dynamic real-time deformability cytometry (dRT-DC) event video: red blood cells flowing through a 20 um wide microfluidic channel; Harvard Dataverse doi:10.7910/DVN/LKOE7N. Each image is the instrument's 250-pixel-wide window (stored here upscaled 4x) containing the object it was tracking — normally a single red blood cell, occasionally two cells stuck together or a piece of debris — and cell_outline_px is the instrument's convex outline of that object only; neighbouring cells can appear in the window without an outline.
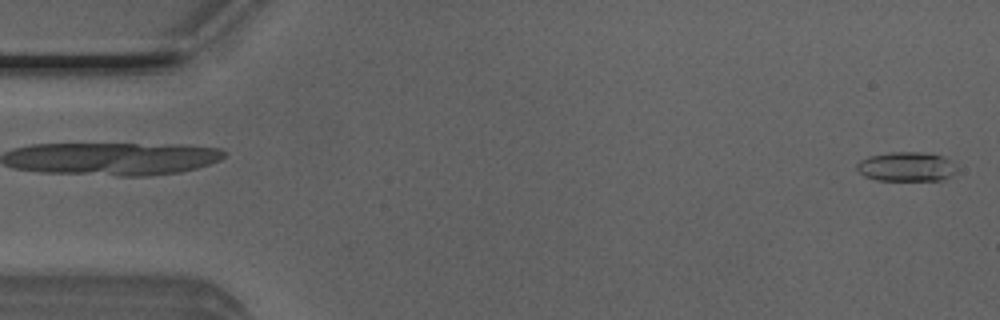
{"species": "Egyptian fruit bat (a non-hibernating species)", "species_latin": "Rousettus aegyptiacus", "temperature_condition": "room temperature", "stored_images_in_passage": 50, "camera_frame_rate_fps": 3000, "um_per_image_px": 0.085, "animal": {"sex": "male"}, "frame": {"image": 1, "passage_image": 1, "time_ms": 0.0, "image_size_px": [1000, 320], "cell_outline_px": [[956, 168], [944, 180], [876, 180], [864, 176], [856, 168], [856, 164], [860, 160], [868, 156], [888, 152], [920, 152], [944, 156], [952, 160]], "centroid_in_image_um": [77.01, 14.15], "position_along_channel_um": 8.0, "area_um2": 17.11}}
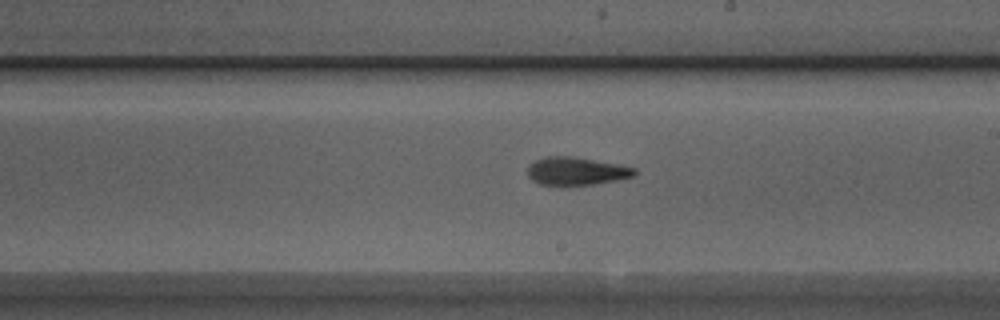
{"frame": {"image": 2, "passage_image": 28, "time_ms": 9.0, "image_size_px": [1000, 320], "cell_outline_px": [[636, 176], [616, 180], [592, 184], [540, 184], [532, 180], [528, 176], [528, 164], [544, 156], [572, 156], [620, 164], [636, 168]], "centroid_in_image_um": [49.0, 14.52], "position_along_channel_um": 240.0, "area_um2": 17.34}}
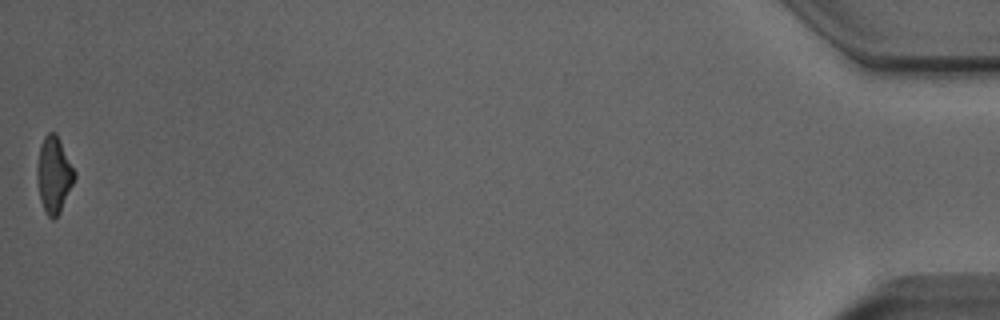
{"frame": {"image": 3, "passage_image": 50, "time_ms": 16.333, "image_size_px": [1000, 320], "cell_outline_px": [[76, 176], [60, 212], [52, 220], [48, 216], [40, 200], [36, 176], [36, 168], [40, 144], [44, 136], [48, 132], [56, 132], [76, 172]], "centroid_in_image_um": [4.57, 14.82], "position_along_channel_um": 430.6, "area_um2": 16.65}, "authors_computed_cell_mechanics": {"area_um2": 17.2822, "velocity_mm_per_s": 4.0408, "shape_relaxation_time_tau1_ms": 7.2747, "shape_relaxation_time_tau2_ms": 4.7899, "deformation_change_tau1": 0.2334, "deformation_change_tau2": 0.1566}}